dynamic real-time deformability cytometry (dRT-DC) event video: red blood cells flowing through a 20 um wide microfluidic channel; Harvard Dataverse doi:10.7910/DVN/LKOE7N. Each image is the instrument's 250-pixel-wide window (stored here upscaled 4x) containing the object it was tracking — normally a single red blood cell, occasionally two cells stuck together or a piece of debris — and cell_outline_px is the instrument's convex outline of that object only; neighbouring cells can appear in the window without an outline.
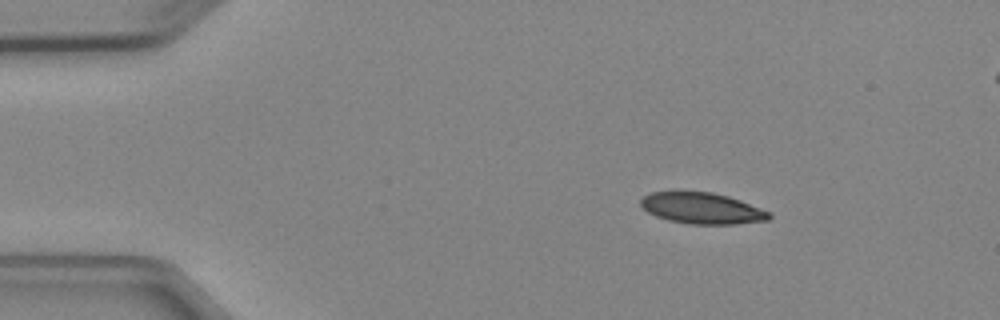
{"species": "Egyptian fruit bat (a non-hibernating species)", "species_latin": "Rousettus aegyptiacus", "temperature_condition": "cold", "stored_images_in_passage": 4, "segment_of_instrument_passage": [1, 2], "camera_frame_rate_fps": 3000, "um_per_image_px": 0.085, "animal": {"sex": "female"}, "frame": {"image": 1, "passage_image": 1, "time_ms": 0.0, "image_size_px": [1000, 320], "cell_outline_px": [[772, 216], [768, 220], [736, 224], [688, 224], [668, 220], [656, 216], [648, 212], [640, 204], [640, 200], [648, 192], [676, 188], [712, 192], [728, 196], [740, 200], [772, 212]], "centroid_in_image_um": [59.62, 17.65], "position_along_channel_um": 25.4, "area_um2": 24.28}}